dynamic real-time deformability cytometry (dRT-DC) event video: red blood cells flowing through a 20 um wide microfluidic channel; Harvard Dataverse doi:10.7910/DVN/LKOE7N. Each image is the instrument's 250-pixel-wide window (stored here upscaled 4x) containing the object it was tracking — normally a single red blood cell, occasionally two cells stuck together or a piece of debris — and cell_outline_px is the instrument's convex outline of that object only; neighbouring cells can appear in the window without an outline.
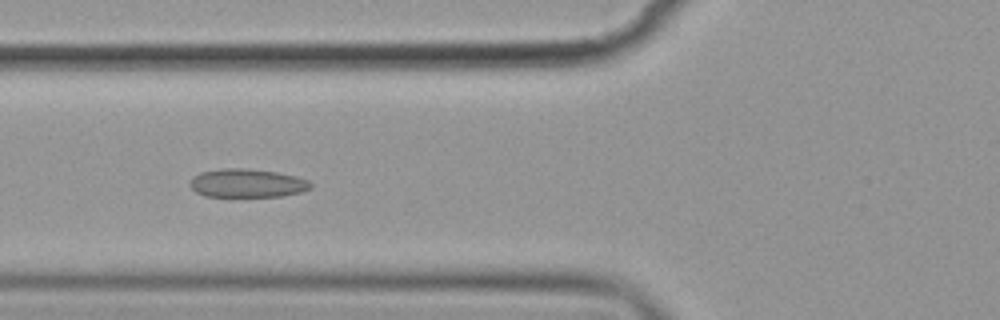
{"species": "common noctule bat (a hibernating species)", "species_latin": "Nyctalus noctula", "temperature_condition": "cold", "stored_images_in_passage": 6, "camera_frame_rate_fps": 3000, "um_per_image_px": 0.085, "animal": {"sex": "female", "body_mass_g": 19.9}, "frame": {"image": 1, "passage_image": 5, "time_ms": 4.667, "image_size_px": [1000, 320], "cell_outline_px": [[312, 188], [300, 192], [280, 196], [204, 196], [196, 192], [188, 184], [192, 176], [200, 172], [224, 168], [248, 168], [276, 172], [296, 176], [308, 180], [312, 184]], "centroid_in_image_um": [20.98, 15.56], "position_along_channel_um": 104.8, "area_um2": 20.11}}
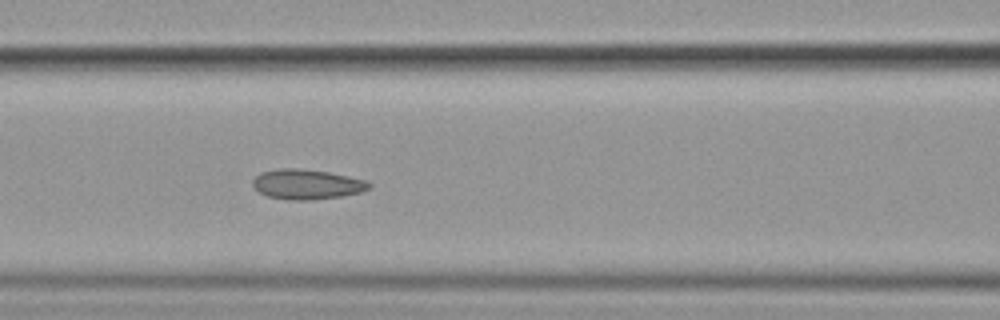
{"frame": {"image": 2, "passage_image": 6, "time_ms": 5.667, "image_size_px": [1000, 320], "cell_outline_px": [[372, 188], [360, 192], [340, 196], [312, 200], [288, 200], [268, 196], [260, 192], [252, 184], [252, 180], [260, 172], [280, 168], [300, 168], [328, 172], [368, 180], [372, 184]], "centroid_in_image_um": [26.1, 15.66], "position_along_channel_um": 140.5, "area_um2": 20.4}}